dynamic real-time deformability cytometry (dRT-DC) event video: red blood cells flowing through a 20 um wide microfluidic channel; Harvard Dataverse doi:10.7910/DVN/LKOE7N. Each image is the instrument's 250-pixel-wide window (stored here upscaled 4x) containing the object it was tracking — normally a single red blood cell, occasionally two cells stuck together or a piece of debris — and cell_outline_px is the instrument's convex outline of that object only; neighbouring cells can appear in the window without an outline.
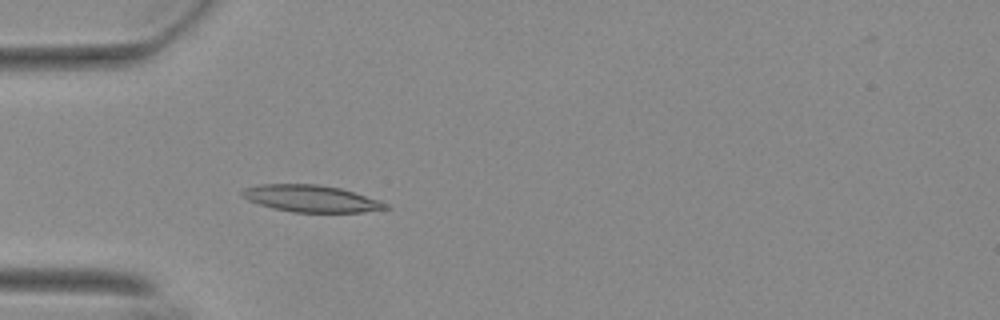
{"species": "Egyptian fruit bat (a non-hibernating species)", "species_latin": "Rousettus aegyptiacus", "temperature_condition": "warm", "stored_images_in_passage": 43, "camera_frame_rate_fps": 3000, "um_per_image_px": 0.085, "animal": {"sex": "female"}, "frame": {"image": 1, "passage_image": 7, "time_ms": 2.0, "image_size_px": [1000, 320], "cell_outline_px": [[392, 208], [364, 212], [292, 212], [272, 208], [248, 200], [240, 196], [240, 192], [244, 188], [260, 184], [316, 184], [340, 188], [380, 200], [388, 204]], "centroid_in_image_um": [26.44, 16.88], "position_along_channel_um": 58.6, "area_um2": 22.54}}
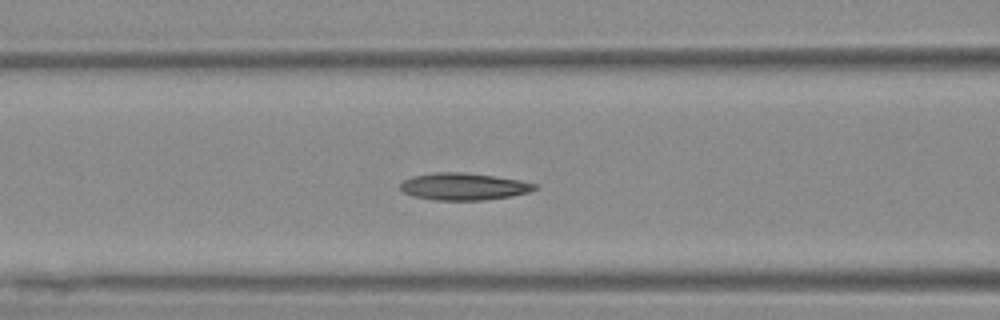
{"frame": {"image": 2, "passage_image": 13, "time_ms": 4.0, "image_size_px": [1000, 320], "cell_outline_px": [[536, 188], [528, 192], [512, 196], [484, 200], [432, 200], [412, 196], [404, 192], [400, 188], [400, 184], [404, 180], [412, 176], [436, 172], [460, 172], [492, 176], [520, 180], [536, 184]], "centroid_in_image_um": [39.37, 15.86], "position_along_channel_um": 127.2, "area_um2": 21.1}}
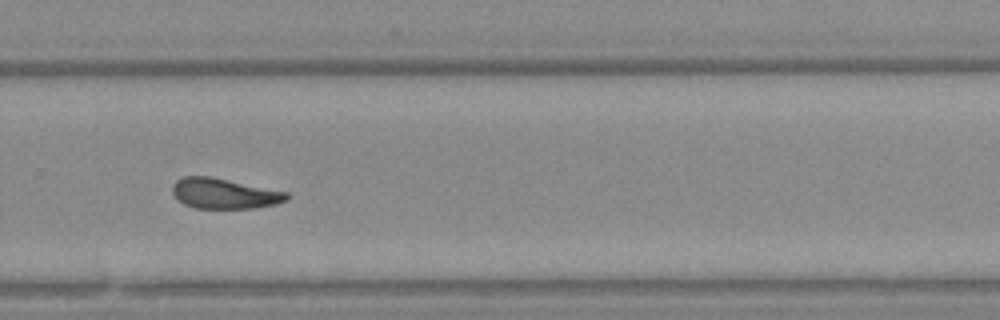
{"frame": {"image": 3, "passage_image": 28, "time_ms": 9.0, "image_size_px": [1000, 320], "cell_outline_px": [[288, 200], [276, 204], [256, 208], [196, 208], [184, 204], [172, 192], [172, 184], [176, 180], [184, 176], [208, 176], [288, 192]], "centroid_in_image_um": [19.06, 16.45], "position_along_channel_um": 310.7, "area_um2": 20.06}, "authors_computed_cell_mechanics": {"area_um2": 20.4612, "velocity_mm_per_s": 3.6863, "shape_relaxation_time_tau1_ms": null, "shape_relaxation_time_tau2_ms": 6.4066, "deformation_change_tau1": null, "deformation_change_tau2": 0.1432}}